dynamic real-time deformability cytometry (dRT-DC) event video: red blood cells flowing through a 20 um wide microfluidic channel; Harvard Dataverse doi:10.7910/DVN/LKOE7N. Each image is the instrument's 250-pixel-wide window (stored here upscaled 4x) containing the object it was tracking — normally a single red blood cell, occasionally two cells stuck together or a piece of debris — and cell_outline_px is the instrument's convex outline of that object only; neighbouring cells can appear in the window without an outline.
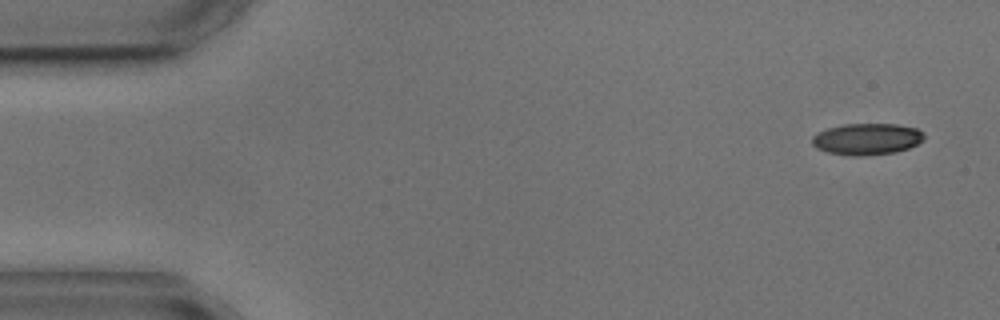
{"species": "common noctule bat (a hibernating species)", "species_latin": "Nyctalus noctula", "temperature_condition": "cold", "stored_images_in_passage": 5, "camera_frame_rate_fps": 3000, "um_per_image_px": 0.085, "animal": {"sex": "male", "body_mass_g": 17.9, "forearm_length_mm": 54.2}, "frame": {"image": 1, "passage_image": 5, "time_ms": 4.667, "image_size_px": [1000, 320], "cell_outline_px": [[924, 140], [908, 148], [896, 152], [864, 156], [852, 156], [828, 152], [816, 148], [812, 144], [812, 136], [816, 132], [828, 128], [844, 124], [896, 124], [916, 128], [924, 132]], "centroid_in_image_um": [73.68, 11.82], "position_along_channel_um": 11.3, "area_um2": 20.69}}